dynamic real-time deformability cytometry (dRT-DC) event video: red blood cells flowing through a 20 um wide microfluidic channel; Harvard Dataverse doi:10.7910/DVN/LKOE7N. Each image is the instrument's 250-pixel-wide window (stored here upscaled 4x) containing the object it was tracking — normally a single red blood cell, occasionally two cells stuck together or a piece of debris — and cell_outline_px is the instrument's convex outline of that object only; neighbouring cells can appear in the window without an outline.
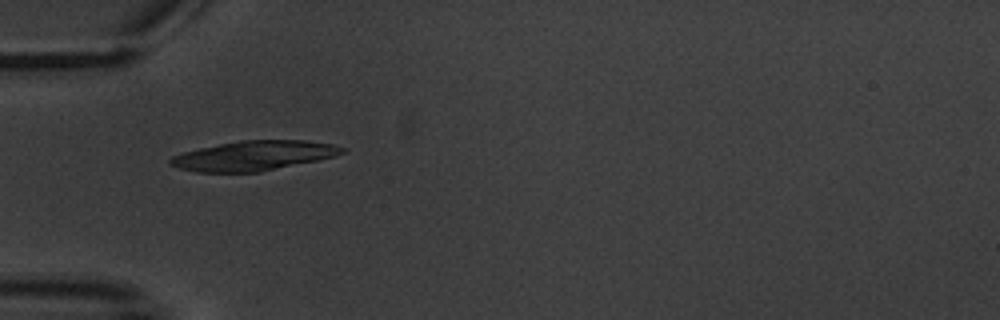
{"species": "common noctule bat (a hibernating species)", "species_latin": "Nyctalus noctula", "temperature_condition": "warm", "stored_images_in_passage": 11, "camera_frame_rate_fps": 3000, "um_per_image_px": 0.085, "animal": {"sex": "male", "body_mass_g": 20.1, "forearm_length_mm": 53.5}, "frame": {"image": 1, "passage_image": 5, "time_ms": 5.667, "image_size_px": [1000, 320], "cell_outline_px": [[348, 152], [336, 156], [260, 172], [196, 172], [180, 168], [168, 164], [168, 160], [172, 156], [184, 152], [200, 148], [220, 144], [244, 140], [304, 140], [332, 144], [344, 148]], "centroid_in_image_um": [21.58, 13.24], "position_along_channel_um": 63.4, "area_um2": 29.59}}